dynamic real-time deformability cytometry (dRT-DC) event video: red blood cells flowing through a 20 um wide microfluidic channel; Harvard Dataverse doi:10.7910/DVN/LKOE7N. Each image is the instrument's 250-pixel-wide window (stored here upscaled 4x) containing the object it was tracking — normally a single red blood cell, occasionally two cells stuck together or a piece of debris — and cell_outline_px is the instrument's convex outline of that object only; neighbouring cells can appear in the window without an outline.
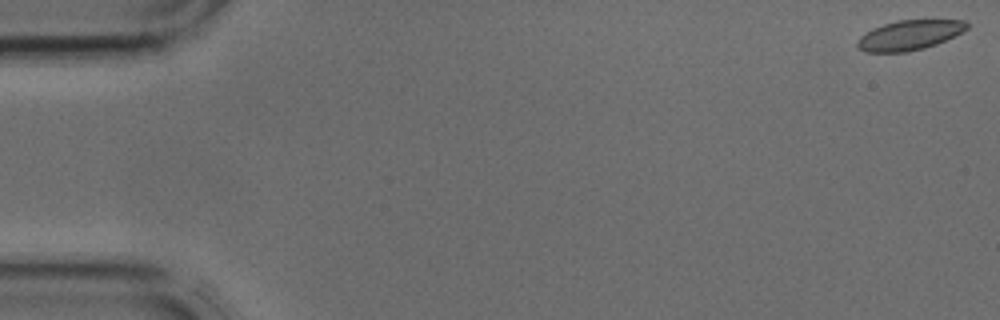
{"species": "common noctule bat (a hibernating species)", "species_latin": "Nyctalus noctula", "temperature_condition": "cold", "stored_images_in_passage": 16, "camera_frame_rate_fps": 3000, "um_per_image_px": 0.085, "animal": {"sex": "male", "body_mass_g": 17.9, "forearm_length_mm": 54.2}, "frame": {"image": 1, "passage_image": 1, "time_ms": 0.0, "image_size_px": [1000, 320], "cell_outline_px": [[968, 28], [936, 44], [924, 48], [908, 52], [864, 52], [856, 44], [856, 40], [860, 36], [872, 28], [896, 20], [964, 20], [968, 24]], "centroid_in_image_um": [77.25, 2.99], "position_along_channel_um": 7.8, "area_um2": 18.9}}
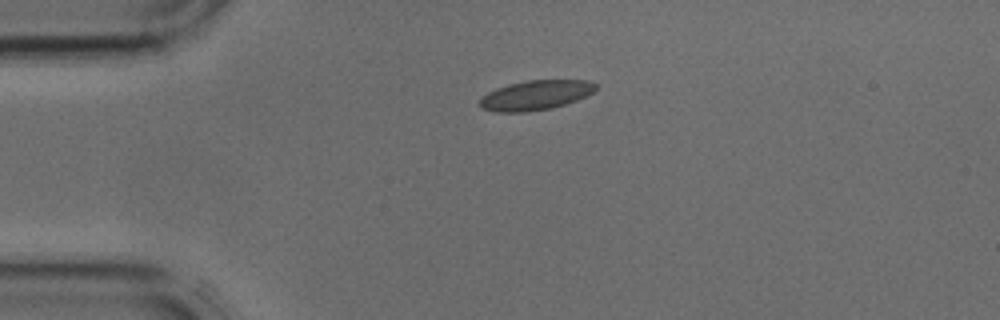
{"frame": {"image": 2, "passage_image": 10, "time_ms": 3.0, "image_size_px": [1000, 320], "cell_outline_px": [[596, 88], [592, 92], [576, 100], [552, 108], [524, 112], [496, 112], [480, 108], [480, 96], [496, 88], [508, 84], [528, 80], [592, 80], [596, 84]], "centroid_in_image_um": [45.49, 8.08], "position_along_channel_um": 39.5, "area_um2": 20.06}}